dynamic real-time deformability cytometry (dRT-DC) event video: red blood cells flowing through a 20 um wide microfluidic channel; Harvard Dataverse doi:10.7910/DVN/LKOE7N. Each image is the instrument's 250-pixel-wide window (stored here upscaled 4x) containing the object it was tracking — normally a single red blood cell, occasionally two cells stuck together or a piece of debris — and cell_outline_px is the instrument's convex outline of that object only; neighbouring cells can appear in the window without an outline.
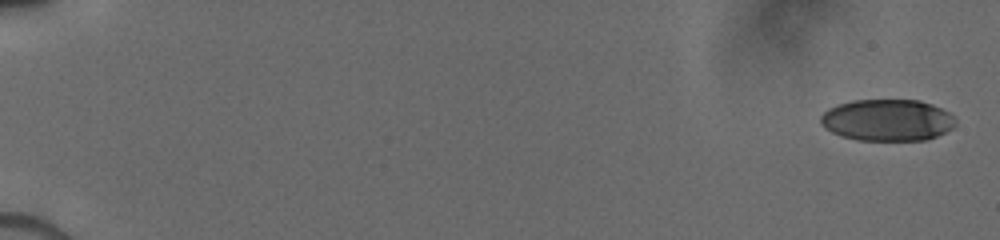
{"species": "human", "species_latin": "Homo sapiens", "temperature_condition": "cold", "stored_images_in_passage": 14, "camera_frame_rate_fps": 3000, "um_per_image_px": 0.085, "donor": {"sex": "male"}, "frame": {"image": 1, "passage_image": 1, "time_ms": 0.0, "image_size_px": [1000, 240], "cell_outline_px": [[956, 124], [952, 128], [936, 136], [924, 140], [856, 140], [840, 136], [824, 128], [820, 124], [820, 116], [828, 108], [836, 104], [852, 100], [920, 100], [932, 104], [956, 116]], "centroid_in_image_um": [75.4, 10.2], "position_along_channel_um": 9.6, "area_um2": 33.06}}
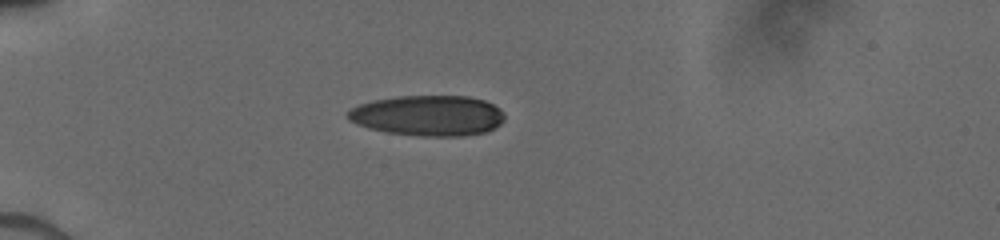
{"frame": {"image": 2, "passage_image": 12, "time_ms": 5.0, "image_size_px": [1000, 240], "cell_outline_px": [[504, 120], [496, 128], [488, 132], [460, 136], [424, 136], [388, 132], [368, 128], [352, 120], [348, 116], [348, 112], [352, 108], [360, 104], [372, 100], [396, 96], [468, 96], [484, 100], [500, 108], [504, 112]], "centroid_in_image_um": [36.45, 9.82], "position_along_channel_um": 48.5, "area_um2": 36.93}}
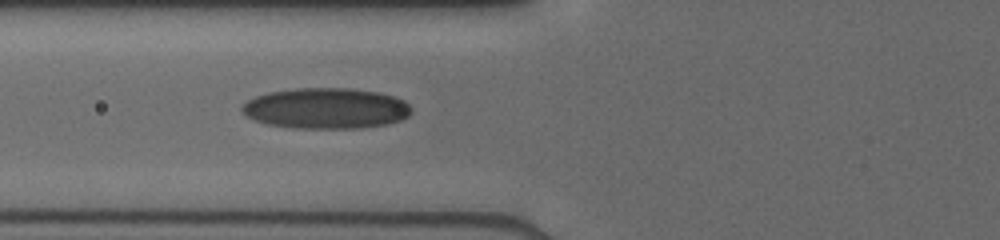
{"frame": {"image": 3, "passage_image": 14, "time_ms": 7.0, "image_size_px": [1000, 240], "cell_outline_px": [[412, 112], [408, 116], [400, 120], [388, 124], [360, 128], [292, 128], [268, 124], [244, 116], [240, 108], [248, 100], [256, 96], [268, 92], [296, 88], [348, 88], [376, 92], [392, 96], [404, 100], [408, 104]], "centroid_in_image_um": [27.69, 9.21], "position_along_channel_um": 98.1, "area_um2": 40.23}}